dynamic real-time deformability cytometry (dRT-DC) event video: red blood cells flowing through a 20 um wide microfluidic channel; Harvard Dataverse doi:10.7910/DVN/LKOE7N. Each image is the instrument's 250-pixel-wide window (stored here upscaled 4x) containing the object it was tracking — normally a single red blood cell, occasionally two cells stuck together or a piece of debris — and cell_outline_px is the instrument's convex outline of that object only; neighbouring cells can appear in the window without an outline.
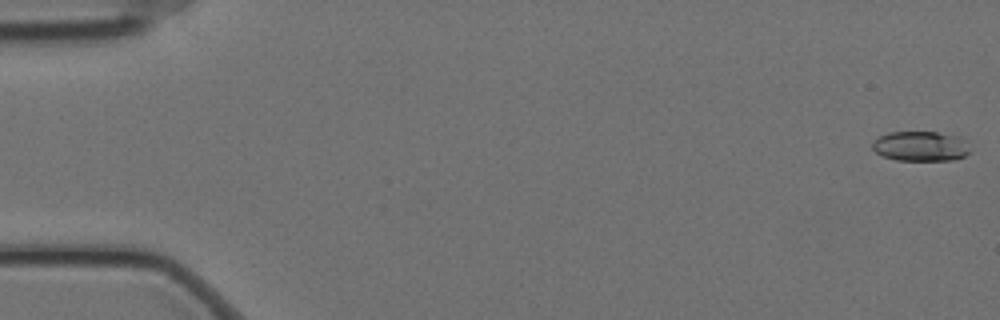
{"species": "Egyptian fruit bat (a non-hibernating species)", "species_latin": "Rousettus aegyptiacus", "temperature_condition": "cold", "stored_images_in_passage": 51, "camera_frame_rate_fps": 3000, "um_per_image_px": 0.085, "animal": {"sex": "female"}, "frame": {"image": 1, "passage_image": 1, "time_ms": 0.0, "image_size_px": [1000, 320], "cell_outline_px": [[968, 152], [964, 156], [952, 160], [896, 160], [884, 156], [876, 152], [872, 148], [872, 144], [880, 136], [888, 132], [936, 132], [960, 136], [968, 140]], "centroid_in_image_um": [78.28, 12.42], "position_along_channel_um": 6.7, "area_um2": 16.99}}
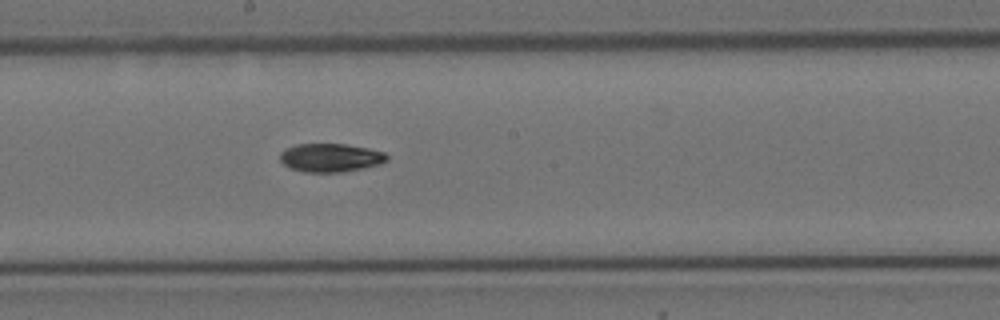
{"frame": {"image": 2, "passage_image": 32, "time_ms": 10.333, "image_size_px": [1000, 320], "cell_outline_px": [[388, 160], [380, 164], [340, 172], [304, 172], [292, 168], [284, 164], [280, 160], [280, 152], [284, 148], [296, 144], [344, 144], [368, 148], [384, 152], [388, 156]], "centroid_in_image_um": [28.07, 13.39], "position_along_channel_um": 220.1, "area_um2": 17.63}}
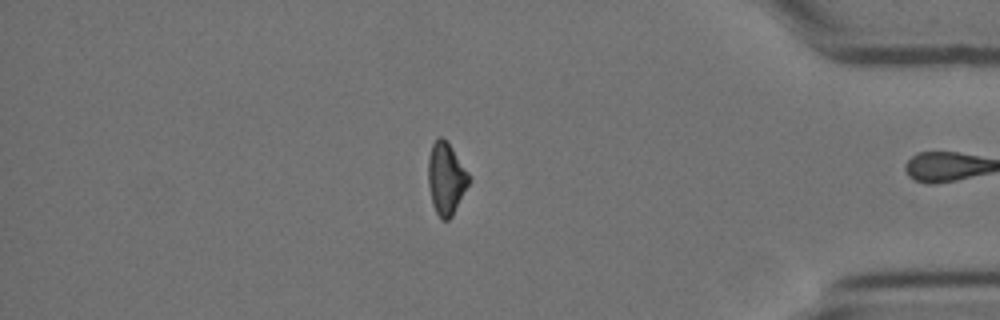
{"frame": {"image": 3, "passage_image": 50, "time_ms": 16.333, "image_size_px": [1000, 320], "cell_outline_px": [[472, 176], [452, 216], [448, 220], [440, 220], [432, 204], [428, 184], [428, 156], [432, 144], [440, 136], [452, 148]], "centroid_in_image_um": [37.91, 15.19], "position_along_channel_um": 397.3, "area_um2": 17.05}, "authors_computed_cell_mechanics": {"area_um2": 17.5712, "velocity_mm_per_s": 3.495, "shape_relaxation_time_tau1_ms": 4.7579, "shape_relaxation_time_tau2_ms": null, "deformation_change_tau1": 0.1408, "deformation_change_tau2": null}}